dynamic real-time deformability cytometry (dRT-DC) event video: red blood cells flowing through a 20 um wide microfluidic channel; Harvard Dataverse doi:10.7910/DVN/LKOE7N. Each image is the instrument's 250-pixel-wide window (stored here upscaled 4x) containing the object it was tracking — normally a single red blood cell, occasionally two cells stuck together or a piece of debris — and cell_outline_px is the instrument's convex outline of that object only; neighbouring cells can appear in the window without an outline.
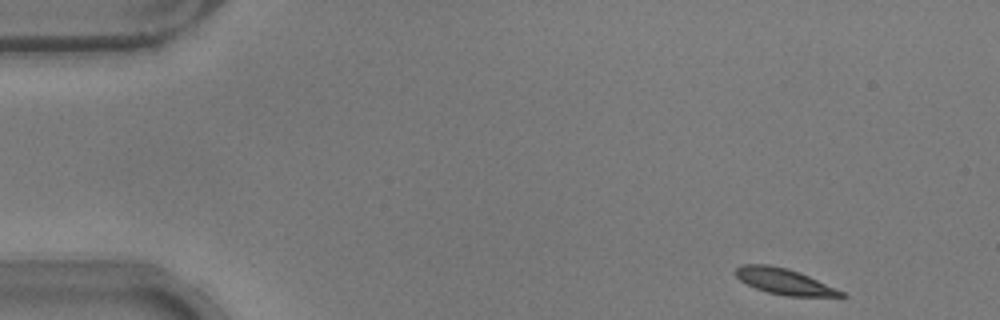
{"species": "common noctule bat (a hibernating species)", "species_latin": "Nyctalus noctula", "temperature_condition": "warm", "stored_images_in_passage": 8, "camera_frame_rate_fps": 3000, "um_per_image_px": 0.085, "animal": {"sex": "male", "body_mass_g": 17.9}, "frame": {"image": 1, "passage_image": 1, "time_ms": 0.0, "image_size_px": [1000, 320], "cell_outline_px": [[848, 296], [788, 296], [768, 292], [756, 288], [740, 280], [736, 276], [736, 268], [740, 264], [768, 264], [788, 268], [808, 276], [836, 288], [844, 292]], "centroid_in_image_um": [66.64, 23.91], "position_along_channel_um": 18.4, "area_um2": 15.66}}